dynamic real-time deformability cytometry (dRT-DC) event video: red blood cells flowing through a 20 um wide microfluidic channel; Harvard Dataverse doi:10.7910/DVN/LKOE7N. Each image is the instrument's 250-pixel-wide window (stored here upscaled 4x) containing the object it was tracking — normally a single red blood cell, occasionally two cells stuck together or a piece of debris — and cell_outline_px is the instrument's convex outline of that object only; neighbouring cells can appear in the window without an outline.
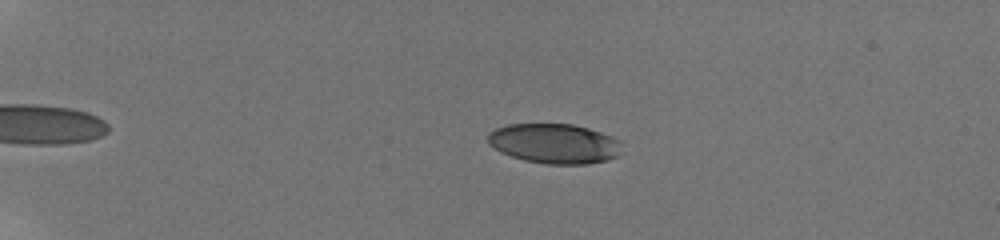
{"species": "human", "species_latin": "Homo sapiens", "temperature_condition": "room temperature", "stored_images_in_passage": 10, "camera_frame_rate_fps": 3000, "um_per_image_px": 0.085, "donor": {"sex": "male"}, "frame": {"image": 1, "passage_image": 2, "time_ms": 1.0, "image_size_px": [1000, 240], "cell_outline_px": [[620, 156], [608, 160], [588, 164], [544, 164], [524, 160], [512, 156], [488, 144], [488, 132], [496, 128], [508, 124], [572, 124], [588, 128], [612, 136], [620, 140]], "centroid_in_image_um": [47.15, 12.2], "position_along_channel_um": 37.8, "area_um2": 31.15}}